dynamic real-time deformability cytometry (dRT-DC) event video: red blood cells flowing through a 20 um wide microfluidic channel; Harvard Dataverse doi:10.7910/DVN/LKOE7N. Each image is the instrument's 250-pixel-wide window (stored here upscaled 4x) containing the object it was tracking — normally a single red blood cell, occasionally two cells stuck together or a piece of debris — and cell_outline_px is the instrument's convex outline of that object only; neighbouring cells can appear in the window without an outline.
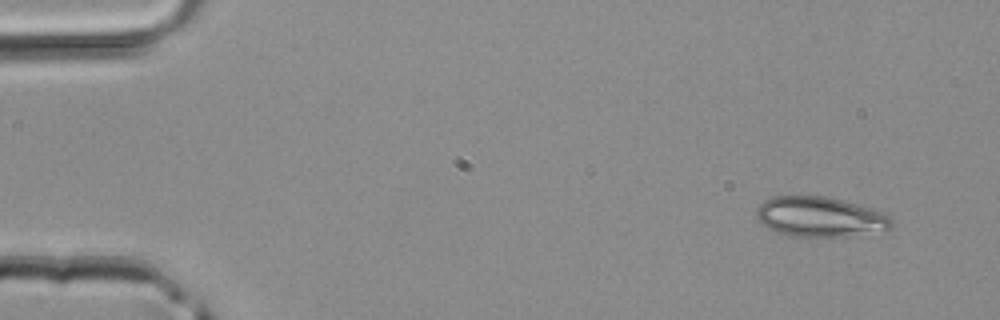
{"species": "common noctule bat (a hibernating species)", "species_latin": "Nyctalus noctula", "temperature_condition": "room temperature", "stored_images_in_passage": 4, "camera_frame_rate_fps": 3000, "um_per_image_px": 0.085, "animal": {"sex": "male", "body_mass_g": 20.4}, "frame": {"image": 1, "passage_image": 1, "time_ms": 0.0, "image_size_px": [1000, 320], "cell_outline_px": [[892, 228], [840, 236], [792, 236], [776, 232], [768, 228], [756, 216], [756, 208], [764, 200], [772, 196], [824, 196], [844, 200], [872, 208], [884, 212], [892, 220]], "centroid_in_image_um": [69.66, 18.4], "position_along_channel_um": 15.3, "area_um2": 31.15}}